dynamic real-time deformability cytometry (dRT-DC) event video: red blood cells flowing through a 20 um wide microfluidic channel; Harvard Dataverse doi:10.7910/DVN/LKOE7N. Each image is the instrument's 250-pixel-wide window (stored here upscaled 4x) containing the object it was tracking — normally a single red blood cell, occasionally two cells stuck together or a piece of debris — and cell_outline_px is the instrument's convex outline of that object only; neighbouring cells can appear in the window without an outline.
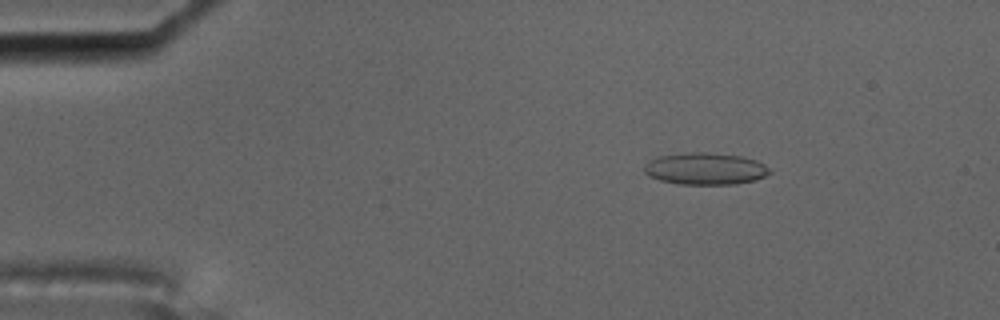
{"species": "common noctule bat (a hibernating species)", "species_latin": "Nyctalus noctula", "temperature_condition": "cold", "stored_images_in_passage": 4, "camera_frame_rate_fps": 3000, "um_per_image_px": 0.085, "animal": {"sex": "male", "body_mass_g": 17.5, "forearm_length_mm": 52.3}, "frame": {"image": 1, "passage_image": 1, "time_ms": 0.0, "image_size_px": [1000, 320], "cell_outline_px": [[772, 172], [756, 180], [736, 184], [680, 184], [660, 180], [644, 172], [644, 164], [660, 156], [688, 152], [708, 152], [744, 156], [756, 160], [764, 164]], "centroid_in_image_um": [59.99, 14.33], "position_along_channel_um": 25.0, "area_um2": 23.29}}